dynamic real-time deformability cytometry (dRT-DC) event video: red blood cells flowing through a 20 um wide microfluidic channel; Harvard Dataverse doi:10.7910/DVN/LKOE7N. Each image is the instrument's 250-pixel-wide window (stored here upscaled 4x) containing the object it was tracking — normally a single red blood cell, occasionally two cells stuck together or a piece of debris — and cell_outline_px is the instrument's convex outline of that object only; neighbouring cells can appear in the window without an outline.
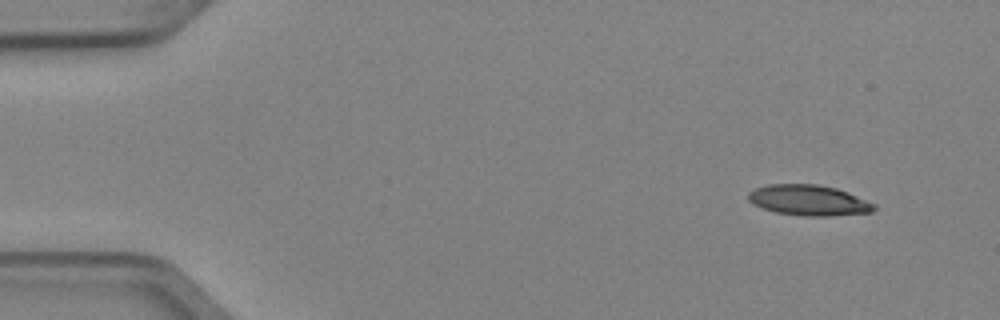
{"species": "Egyptian fruit bat (a non-hibernating species)", "species_latin": "Rousettus aegyptiacus", "temperature_condition": "cold", "stored_images_in_passage": 4, "camera_frame_rate_fps": 3000, "um_per_image_px": 0.085, "animal": {"sex": "female"}, "frame": {"image": 1, "passage_image": 1, "time_ms": 0.0, "image_size_px": [1000, 320], "cell_outline_px": [[876, 208], [872, 212], [828, 216], [804, 216], [776, 212], [752, 204], [748, 200], [748, 192], [756, 188], [768, 184], [816, 184], [836, 188], [848, 192], [876, 204]], "centroid_in_image_um": [68.74, 17.02], "position_along_channel_um": 16.3, "area_um2": 22.43}}
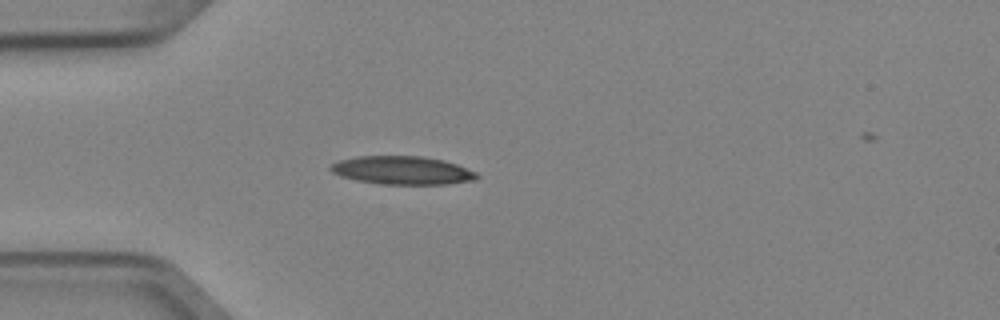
{"frame": {"image": 2, "passage_image": 3, "time_ms": 0.667, "image_size_px": [1000, 320], "cell_outline_px": [[480, 176], [472, 180], [448, 184], [380, 184], [356, 180], [340, 176], [332, 172], [328, 168], [332, 164], [340, 160], [356, 156], [424, 156], [444, 160], [456, 164], [476, 172]], "centroid_in_image_um": [34.18, 14.47], "position_along_channel_um": 50.8, "area_um2": 24.1}}